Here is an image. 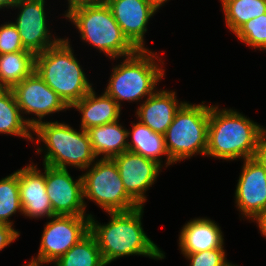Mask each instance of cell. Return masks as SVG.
I'll use <instances>...</instances> for the list:
<instances>
[{
  "label": "cell",
  "mask_w": 266,
  "mask_h": 266,
  "mask_svg": "<svg viewBox=\"0 0 266 266\" xmlns=\"http://www.w3.org/2000/svg\"><path fill=\"white\" fill-rule=\"evenodd\" d=\"M225 28L234 34L250 19L266 13V0H219Z\"/></svg>",
  "instance_id": "cell-24"
},
{
  "label": "cell",
  "mask_w": 266,
  "mask_h": 266,
  "mask_svg": "<svg viewBox=\"0 0 266 266\" xmlns=\"http://www.w3.org/2000/svg\"><path fill=\"white\" fill-rule=\"evenodd\" d=\"M252 222L256 224L261 236L266 239V211L260 213Z\"/></svg>",
  "instance_id": "cell-33"
},
{
  "label": "cell",
  "mask_w": 266,
  "mask_h": 266,
  "mask_svg": "<svg viewBox=\"0 0 266 266\" xmlns=\"http://www.w3.org/2000/svg\"><path fill=\"white\" fill-rule=\"evenodd\" d=\"M11 90L23 118L32 129L37 124L47 121L48 116L70 111V107L36 72L23 79Z\"/></svg>",
  "instance_id": "cell-10"
},
{
  "label": "cell",
  "mask_w": 266,
  "mask_h": 266,
  "mask_svg": "<svg viewBox=\"0 0 266 266\" xmlns=\"http://www.w3.org/2000/svg\"><path fill=\"white\" fill-rule=\"evenodd\" d=\"M29 161L19 169V193L23 217L31 220L44 218L47 220L55 214L46 192L45 164H42V171L32 158Z\"/></svg>",
  "instance_id": "cell-16"
},
{
  "label": "cell",
  "mask_w": 266,
  "mask_h": 266,
  "mask_svg": "<svg viewBox=\"0 0 266 266\" xmlns=\"http://www.w3.org/2000/svg\"><path fill=\"white\" fill-rule=\"evenodd\" d=\"M32 142V128L25 121L11 89L0 88V135Z\"/></svg>",
  "instance_id": "cell-22"
},
{
  "label": "cell",
  "mask_w": 266,
  "mask_h": 266,
  "mask_svg": "<svg viewBox=\"0 0 266 266\" xmlns=\"http://www.w3.org/2000/svg\"><path fill=\"white\" fill-rule=\"evenodd\" d=\"M62 19L72 23L84 45L92 46L107 59L128 57L138 51L122 32L106 2L74 8Z\"/></svg>",
  "instance_id": "cell-6"
},
{
  "label": "cell",
  "mask_w": 266,
  "mask_h": 266,
  "mask_svg": "<svg viewBox=\"0 0 266 266\" xmlns=\"http://www.w3.org/2000/svg\"><path fill=\"white\" fill-rule=\"evenodd\" d=\"M233 35L254 51L266 52V13L244 23Z\"/></svg>",
  "instance_id": "cell-27"
},
{
  "label": "cell",
  "mask_w": 266,
  "mask_h": 266,
  "mask_svg": "<svg viewBox=\"0 0 266 266\" xmlns=\"http://www.w3.org/2000/svg\"><path fill=\"white\" fill-rule=\"evenodd\" d=\"M144 208L139 206L129 211L105 212L110 218L102 224L94 214L90 215V232L97 240L106 265L130 256L155 261L166 258V253L144 231Z\"/></svg>",
  "instance_id": "cell-1"
},
{
  "label": "cell",
  "mask_w": 266,
  "mask_h": 266,
  "mask_svg": "<svg viewBox=\"0 0 266 266\" xmlns=\"http://www.w3.org/2000/svg\"><path fill=\"white\" fill-rule=\"evenodd\" d=\"M120 120L87 130L93 153L97 158L112 159L128 151V129Z\"/></svg>",
  "instance_id": "cell-21"
},
{
  "label": "cell",
  "mask_w": 266,
  "mask_h": 266,
  "mask_svg": "<svg viewBox=\"0 0 266 266\" xmlns=\"http://www.w3.org/2000/svg\"><path fill=\"white\" fill-rule=\"evenodd\" d=\"M31 143L36 145L34 153L41 157V164L54 168L83 172L97 159L88 132L57 119L37 124L32 129Z\"/></svg>",
  "instance_id": "cell-4"
},
{
  "label": "cell",
  "mask_w": 266,
  "mask_h": 266,
  "mask_svg": "<svg viewBox=\"0 0 266 266\" xmlns=\"http://www.w3.org/2000/svg\"><path fill=\"white\" fill-rule=\"evenodd\" d=\"M82 179L86 211L88 202H93L103 212L129 211L139 207L127 194L113 159L97 158L82 172Z\"/></svg>",
  "instance_id": "cell-8"
},
{
  "label": "cell",
  "mask_w": 266,
  "mask_h": 266,
  "mask_svg": "<svg viewBox=\"0 0 266 266\" xmlns=\"http://www.w3.org/2000/svg\"><path fill=\"white\" fill-rule=\"evenodd\" d=\"M181 254L187 260L188 266H223L228 261L225 248Z\"/></svg>",
  "instance_id": "cell-28"
},
{
  "label": "cell",
  "mask_w": 266,
  "mask_h": 266,
  "mask_svg": "<svg viewBox=\"0 0 266 266\" xmlns=\"http://www.w3.org/2000/svg\"><path fill=\"white\" fill-rule=\"evenodd\" d=\"M266 126L234 107L211 104L205 158L233 162L254 158Z\"/></svg>",
  "instance_id": "cell-2"
},
{
  "label": "cell",
  "mask_w": 266,
  "mask_h": 266,
  "mask_svg": "<svg viewBox=\"0 0 266 266\" xmlns=\"http://www.w3.org/2000/svg\"><path fill=\"white\" fill-rule=\"evenodd\" d=\"M46 3L47 0H19L12 8V11L18 12L16 17L11 16L14 21L11 20L19 32L22 45L35 54L44 52L63 39L50 27Z\"/></svg>",
  "instance_id": "cell-11"
},
{
  "label": "cell",
  "mask_w": 266,
  "mask_h": 266,
  "mask_svg": "<svg viewBox=\"0 0 266 266\" xmlns=\"http://www.w3.org/2000/svg\"><path fill=\"white\" fill-rule=\"evenodd\" d=\"M130 124L132 128H128V151L152 159L166 169L175 165L168 155L164 135L154 132L137 119Z\"/></svg>",
  "instance_id": "cell-20"
},
{
  "label": "cell",
  "mask_w": 266,
  "mask_h": 266,
  "mask_svg": "<svg viewBox=\"0 0 266 266\" xmlns=\"http://www.w3.org/2000/svg\"><path fill=\"white\" fill-rule=\"evenodd\" d=\"M118 167L127 194L139 205L148 202L147 192L156 184L162 166L140 154L125 151L112 158Z\"/></svg>",
  "instance_id": "cell-14"
},
{
  "label": "cell",
  "mask_w": 266,
  "mask_h": 266,
  "mask_svg": "<svg viewBox=\"0 0 266 266\" xmlns=\"http://www.w3.org/2000/svg\"><path fill=\"white\" fill-rule=\"evenodd\" d=\"M27 262L21 266H47V265H51V263L39 262V261H35L32 259H30L29 261L27 260Z\"/></svg>",
  "instance_id": "cell-36"
},
{
  "label": "cell",
  "mask_w": 266,
  "mask_h": 266,
  "mask_svg": "<svg viewBox=\"0 0 266 266\" xmlns=\"http://www.w3.org/2000/svg\"><path fill=\"white\" fill-rule=\"evenodd\" d=\"M127 39L138 50H150L146 33L150 20L159 12L149 0H105ZM146 45V46H145Z\"/></svg>",
  "instance_id": "cell-15"
},
{
  "label": "cell",
  "mask_w": 266,
  "mask_h": 266,
  "mask_svg": "<svg viewBox=\"0 0 266 266\" xmlns=\"http://www.w3.org/2000/svg\"><path fill=\"white\" fill-rule=\"evenodd\" d=\"M175 89H157L134 111L137 120L154 132L164 135L174 115L186 100H179Z\"/></svg>",
  "instance_id": "cell-17"
},
{
  "label": "cell",
  "mask_w": 266,
  "mask_h": 266,
  "mask_svg": "<svg viewBox=\"0 0 266 266\" xmlns=\"http://www.w3.org/2000/svg\"><path fill=\"white\" fill-rule=\"evenodd\" d=\"M46 192L55 215L90 216L84 203L82 174L72 176L70 169L45 165Z\"/></svg>",
  "instance_id": "cell-13"
},
{
  "label": "cell",
  "mask_w": 266,
  "mask_h": 266,
  "mask_svg": "<svg viewBox=\"0 0 266 266\" xmlns=\"http://www.w3.org/2000/svg\"><path fill=\"white\" fill-rule=\"evenodd\" d=\"M20 234L18 229L0 222V252L19 239Z\"/></svg>",
  "instance_id": "cell-30"
},
{
  "label": "cell",
  "mask_w": 266,
  "mask_h": 266,
  "mask_svg": "<svg viewBox=\"0 0 266 266\" xmlns=\"http://www.w3.org/2000/svg\"><path fill=\"white\" fill-rule=\"evenodd\" d=\"M89 231L90 216H52L44 223L36 256L30 259L54 263Z\"/></svg>",
  "instance_id": "cell-9"
},
{
  "label": "cell",
  "mask_w": 266,
  "mask_h": 266,
  "mask_svg": "<svg viewBox=\"0 0 266 266\" xmlns=\"http://www.w3.org/2000/svg\"><path fill=\"white\" fill-rule=\"evenodd\" d=\"M185 101L164 134L170 159L175 163L198 155L205 157L211 104Z\"/></svg>",
  "instance_id": "cell-7"
},
{
  "label": "cell",
  "mask_w": 266,
  "mask_h": 266,
  "mask_svg": "<svg viewBox=\"0 0 266 266\" xmlns=\"http://www.w3.org/2000/svg\"><path fill=\"white\" fill-rule=\"evenodd\" d=\"M19 0H0V11L2 12V10L5 12V10H7V12L17 4Z\"/></svg>",
  "instance_id": "cell-34"
},
{
  "label": "cell",
  "mask_w": 266,
  "mask_h": 266,
  "mask_svg": "<svg viewBox=\"0 0 266 266\" xmlns=\"http://www.w3.org/2000/svg\"><path fill=\"white\" fill-rule=\"evenodd\" d=\"M74 51L71 39L64 37L35 60V72L69 107L95 87Z\"/></svg>",
  "instance_id": "cell-5"
},
{
  "label": "cell",
  "mask_w": 266,
  "mask_h": 266,
  "mask_svg": "<svg viewBox=\"0 0 266 266\" xmlns=\"http://www.w3.org/2000/svg\"><path fill=\"white\" fill-rule=\"evenodd\" d=\"M149 1L159 11L161 10L160 8H162L163 6L165 7V5L171 0H149Z\"/></svg>",
  "instance_id": "cell-35"
},
{
  "label": "cell",
  "mask_w": 266,
  "mask_h": 266,
  "mask_svg": "<svg viewBox=\"0 0 266 266\" xmlns=\"http://www.w3.org/2000/svg\"><path fill=\"white\" fill-rule=\"evenodd\" d=\"M16 214L23 216L19 193V169L0 179V222L15 227L16 221L11 217Z\"/></svg>",
  "instance_id": "cell-26"
},
{
  "label": "cell",
  "mask_w": 266,
  "mask_h": 266,
  "mask_svg": "<svg viewBox=\"0 0 266 266\" xmlns=\"http://www.w3.org/2000/svg\"><path fill=\"white\" fill-rule=\"evenodd\" d=\"M221 229L219 223L206 216L186 221L177 239L179 253H197L225 248V236Z\"/></svg>",
  "instance_id": "cell-18"
},
{
  "label": "cell",
  "mask_w": 266,
  "mask_h": 266,
  "mask_svg": "<svg viewBox=\"0 0 266 266\" xmlns=\"http://www.w3.org/2000/svg\"><path fill=\"white\" fill-rule=\"evenodd\" d=\"M242 164L233 202L239 219L252 223L266 211V169L255 157L242 160Z\"/></svg>",
  "instance_id": "cell-12"
},
{
  "label": "cell",
  "mask_w": 266,
  "mask_h": 266,
  "mask_svg": "<svg viewBox=\"0 0 266 266\" xmlns=\"http://www.w3.org/2000/svg\"><path fill=\"white\" fill-rule=\"evenodd\" d=\"M36 54L30 50L0 55V88L12 89L35 72Z\"/></svg>",
  "instance_id": "cell-23"
},
{
  "label": "cell",
  "mask_w": 266,
  "mask_h": 266,
  "mask_svg": "<svg viewBox=\"0 0 266 266\" xmlns=\"http://www.w3.org/2000/svg\"><path fill=\"white\" fill-rule=\"evenodd\" d=\"M22 40L14 23L10 20L0 25V55L25 51Z\"/></svg>",
  "instance_id": "cell-29"
},
{
  "label": "cell",
  "mask_w": 266,
  "mask_h": 266,
  "mask_svg": "<svg viewBox=\"0 0 266 266\" xmlns=\"http://www.w3.org/2000/svg\"><path fill=\"white\" fill-rule=\"evenodd\" d=\"M157 51L138 50L131 56L111 59L112 68L104 92L123 108L124 103H136L137 107L158 88L165 79L164 57ZM120 59V60H119ZM163 59V60H162Z\"/></svg>",
  "instance_id": "cell-3"
},
{
  "label": "cell",
  "mask_w": 266,
  "mask_h": 266,
  "mask_svg": "<svg viewBox=\"0 0 266 266\" xmlns=\"http://www.w3.org/2000/svg\"><path fill=\"white\" fill-rule=\"evenodd\" d=\"M95 90L96 87L70 107V110L78 111L79 127L85 131L121 119L123 109L116 101L104 91L98 94Z\"/></svg>",
  "instance_id": "cell-19"
},
{
  "label": "cell",
  "mask_w": 266,
  "mask_h": 266,
  "mask_svg": "<svg viewBox=\"0 0 266 266\" xmlns=\"http://www.w3.org/2000/svg\"><path fill=\"white\" fill-rule=\"evenodd\" d=\"M51 266H107L94 235L89 231Z\"/></svg>",
  "instance_id": "cell-25"
},
{
  "label": "cell",
  "mask_w": 266,
  "mask_h": 266,
  "mask_svg": "<svg viewBox=\"0 0 266 266\" xmlns=\"http://www.w3.org/2000/svg\"><path fill=\"white\" fill-rule=\"evenodd\" d=\"M223 266H239L237 264H233L232 261H227Z\"/></svg>",
  "instance_id": "cell-37"
},
{
  "label": "cell",
  "mask_w": 266,
  "mask_h": 266,
  "mask_svg": "<svg viewBox=\"0 0 266 266\" xmlns=\"http://www.w3.org/2000/svg\"><path fill=\"white\" fill-rule=\"evenodd\" d=\"M255 158L265 167L266 169V131L261 135L258 148L256 150Z\"/></svg>",
  "instance_id": "cell-32"
},
{
  "label": "cell",
  "mask_w": 266,
  "mask_h": 266,
  "mask_svg": "<svg viewBox=\"0 0 266 266\" xmlns=\"http://www.w3.org/2000/svg\"><path fill=\"white\" fill-rule=\"evenodd\" d=\"M66 3V10H64L62 13V16L64 17L67 13H69L72 9L85 6V5H95L105 2V0H65Z\"/></svg>",
  "instance_id": "cell-31"
}]
</instances>
